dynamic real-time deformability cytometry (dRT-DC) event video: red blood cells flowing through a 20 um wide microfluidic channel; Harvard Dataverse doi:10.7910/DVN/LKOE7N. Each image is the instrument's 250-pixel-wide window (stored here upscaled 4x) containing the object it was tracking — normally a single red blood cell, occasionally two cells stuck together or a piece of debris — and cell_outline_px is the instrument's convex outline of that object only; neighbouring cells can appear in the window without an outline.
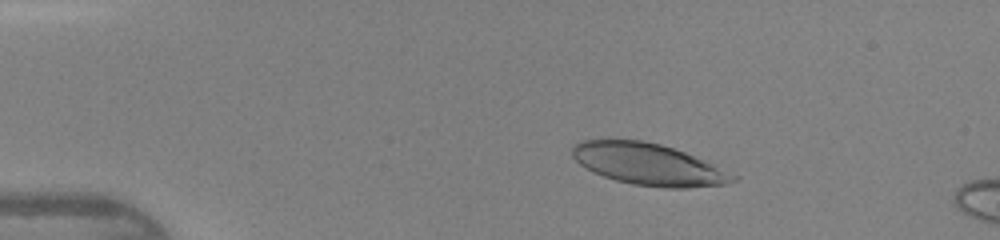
{"species": "human", "species_latin": "Homo sapiens", "temperature_condition": "warm", "stored_images_in_passage": 14, "camera_frame_rate_fps": 3000, "um_per_image_px": 0.085, "donor": {"sex": "female"}, "frame": {"image": 1, "passage_image": 8, "time_ms": 2.333, "image_size_px": [1000, 240], "cell_outline_px": [[740, 176], [736, 180], [724, 184], [688, 188], [668, 188], [632, 184], [616, 180], [604, 176], [580, 164], [572, 156], [572, 148], [580, 140], [604, 136], [608, 136], [644, 140], [660, 144], [684, 152]], "centroid_in_image_um": [55.05, 13.91], "position_along_channel_um": 29.9, "area_um2": 39.54}}